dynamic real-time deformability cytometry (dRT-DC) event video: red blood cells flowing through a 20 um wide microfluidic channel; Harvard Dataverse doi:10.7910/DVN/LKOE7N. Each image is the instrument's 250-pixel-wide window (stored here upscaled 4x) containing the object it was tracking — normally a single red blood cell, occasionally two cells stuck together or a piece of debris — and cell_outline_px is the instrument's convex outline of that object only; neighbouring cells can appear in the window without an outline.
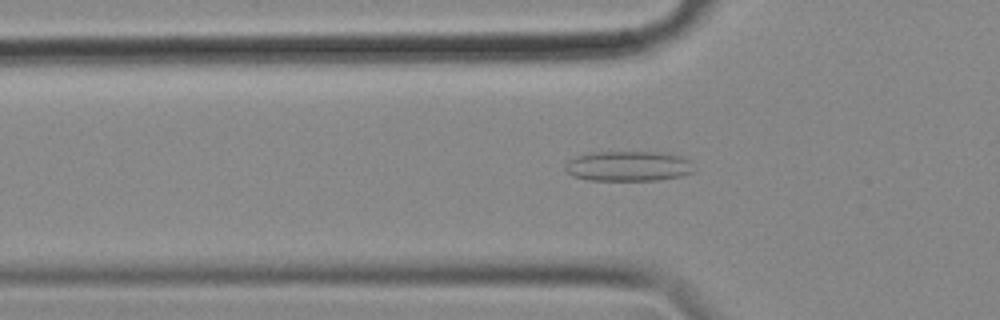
{"species": "common noctule bat (a hibernating species)", "species_latin": "Nyctalus noctula", "temperature_condition": "cold", "stored_images_in_passage": 56, "camera_frame_rate_fps": 3000, "um_per_image_px": 0.085, "animal": {"sex": "female", "body_mass_g": 18.4}, "frame": {"image": 1, "passage_image": 18, "time_ms": 5.667, "image_size_px": [1000, 320], "cell_outline_px": [[692, 172], [680, 176], [656, 180], [588, 180], [572, 176], [564, 168], [568, 160], [576, 156], [592, 152], [656, 152], [676, 156], [688, 160]], "centroid_in_image_um": [53.3, 14.13], "position_along_channel_um": 72.5, "area_um2": 22.2}}
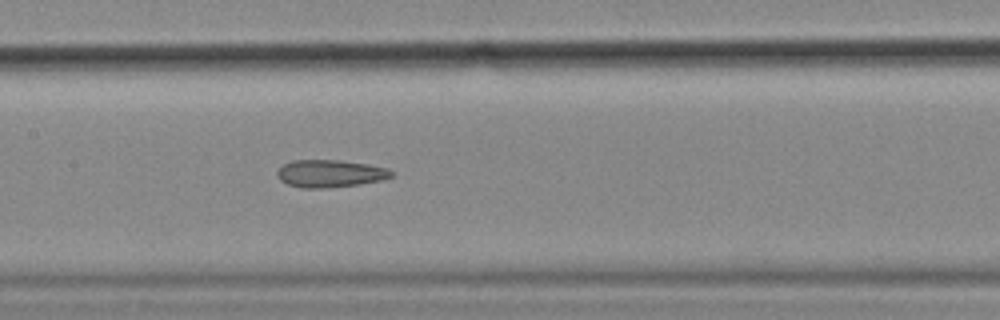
{"frame": {"image": 2, "passage_image": 27, "time_ms": 8.667, "image_size_px": [1000, 320], "cell_outline_px": [[392, 176], [384, 180], [360, 184], [324, 188], [300, 188], [288, 184], [280, 180], [276, 176], [276, 172], [284, 164], [292, 160], [340, 160], [368, 164], [388, 168], [392, 172]], "centroid_in_image_um": [28.05, 14.75], "position_along_channel_um": 179.3, "area_um2": 18.38}}
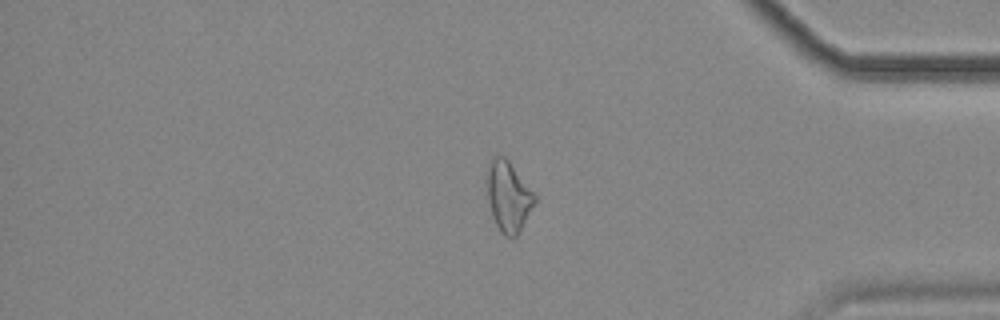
{"frame": {"image": 3, "passage_image": 47, "time_ms": 15.333, "image_size_px": [1000, 320], "cell_outline_px": [[536, 200], [516, 236], [504, 236], [500, 232], [492, 216], [488, 200], [488, 168], [492, 160], [496, 156], [504, 156], [508, 160], [536, 196]], "centroid_in_image_um": [43.2, 16.71], "position_along_channel_um": 392.0, "area_um2": 18.79}, "authors_computed_cell_mechanics": {"area_um2": 20.0855, "velocity_mm_per_s": 3.5455, "shape_relaxation_time_tau1_ms": null, "shape_relaxation_time_tau2_ms": 4.2347, "deformation_change_tau1": null, "deformation_change_tau2": 0.139}}